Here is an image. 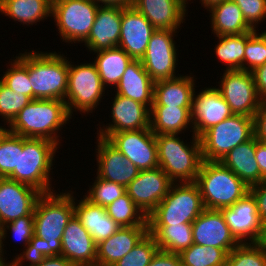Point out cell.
I'll return each instance as SVG.
<instances>
[{"label":"cell","mask_w":266,"mask_h":266,"mask_svg":"<svg viewBox=\"0 0 266 266\" xmlns=\"http://www.w3.org/2000/svg\"><path fill=\"white\" fill-rule=\"evenodd\" d=\"M106 209L111 219L120 227L148 226L147 216L127 193L114 200Z\"/></svg>","instance_id":"obj_36"},{"label":"cell","mask_w":266,"mask_h":266,"mask_svg":"<svg viewBox=\"0 0 266 266\" xmlns=\"http://www.w3.org/2000/svg\"><path fill=\"white\" fill-rule=\"evenodd\" d=\"M154 81L145 71L141 60H133L115 87L116 94L128 97L151 109L154 95Z\"/></svg>","instance_id":"obj_27"},{"label":"cell","mask_w":266,"mask_h":266,"mask_svg":"<svg viewBox=\"0 0 266 266\" xmlns=\"http://www.w3.org/2000/svg\"><path fill=\"white\" fill-rule=\"evenodd\" d=\"M48 1H50L53 4L56 0H48Z\"/></svg>","instance_id":"obj_59"},{"label":"cell","mask_w":266,"mask_h":266,"mask_svg":"<svg viewBox=\"0 0 266 266\" xmlns=\"http://www.w3.org/2000/svg\"><path fill=\"white\" fill-rule=\"evenodd\" d=\"M173 183L158 166L153 169L140 170L139 175L126 187V193L148 217L167 195Z\"/></svg>","instance_id":"obj_15"},{"label":"cell","mask_w":266,"mask_h":266,"mask_svg":"<svg viewBox=\"0 0 266 266\" xmlns=\"http://www.w3.org/2000/svg\"><path fill=\"white\" fill-rule=\"evenodd\" d=\"M195 87L194 76L188 74L158 80L154 83L152 106L192 107Z\"/></svg>","instance_id":"obj_28"},{"label":"cell","mask_w":266,"mask_h":266,"mask_svg":"<svg viewBox=\"0 0 266 266\" xmlns=\"http://www.w3.org/2000/svg\"><path fill=\"white\" fill-rule=\"evenodd\" d=\"M221 83V84H220ZM219 88L233 114L253 117L260 105L252 72L225 70Z\"/></svg>","instance_id":"obj_12"},{"label":"cell","mask_w":266,"mask_h":266,"mask_svg":"<svg viewBox=\"0 0 266 266\" xmlns=\"http://www.w3.org/2000/svg\"><path fill=\"white\" fill-rule=\"evenodd\" d=\"M97 138V177L126 188L139 175L140 170L105 138Z\"/></svg>","instance_id":"obj_20"},{"label":"cell","mask_w":266,"mask_h":266,"mask_svg":"<svg viewBox=\"0 0 266 266\" xmlns=\"http://www.w3.org/2000/svg\"><path fill=\"white\" fill-rule=\"evenodd\" d=\"M61 244V255L74 266H96L97 244L75 214L64 229Z\"/></svg>","instance_id":"obj_21"},{"label":"cell","mask_w":266,"mask_h":266,"mask_svg":"<svg viewBox=\"0 0 266 266\" xmlns=\"http://www.w3.org/2000/svg\"><path fill=\"white\" fill-rule=\"evenodd\" d=\"M192 107L152 106L150 129L155 134H182L190 126L193 132Z\"/></svg>","instance_id":"obj_30"},{"label":"cell","mask_w":266,"mask_h":266,"mask_svg":"<svg viewBox=\"0 0 266 266\" xmlns=\"http://www.w3.org/2000/svg\"><path fill=\"white\" fill-rule=\"evenodd\" d=\"M4 128H5L4 126H0V132H1Z\"/></svg>","instance_id":"obj_58"},{"label":"cell","mask_w":266,"mask_h":266,"mask_svg":"<svg viewBox=\"0 0 266 266\" xmlns=\"http://www.w3.org/2000/svg\"><path fill=\"white\" fill-rule=\"evenodd\" d=\"M257 94L261 101L266 100V63L252 71Z\"/></svg>","instance_id":"obj_50"},{"label":"cell","mask_w":266,"mask_h":266,"mask_svg":"<svg viewBox=\"0 0 266 266\" xmlns=\"http://www.w3.org/2000/svg\"><path fill=\"white\" fill-rule=\"evenodd\" d=\"M3 246H4V244H3L2 237H1V232H0V258L1 257H4L3 254H4L5 251H3L4 250L3 249L4 248Z\"/></svg>","instance_id":"obj_56"},{"label":"cell","mask_w":266,"mask_h":266,"mask_svg":"<svg viewBox=\"0 0 266 266\" xmlns=\"http://www.w3.org/2000/svg\"><path fill=\"white\" fill-rule=\"evenodd\" d=\"M226 266H266V245L240 243L227 254Z\"/></svg>","instance_id":"obj_39"},{"label":"cell","mask_w":266,"mask_h":266,"mask_svg":"<svg viewBox=\"0 0 266 266\" xmlns=\"http://www.w3.org/2000/svg\"><path fill=\"white\" fill-rule=\"evenodd\" d=\"M28 70L33 99L65 101L68 86L69 59L61 52H30L15 56Z\"/></svg>","instance_id":"obj_3"},{"label":"cell","mask_w":266,"mask_h":266,"mask_svg":"<svg viewBox=\"0 0 266 266\" xmlns=\"http://www.w3.org/2000/svg\"><path fill=\"white\" fill-rule=\"evenodd\" d=\"M241 9L247 24L256 30L258 23L266 19V0H232Z\"/></svg>","instance_id":"obj_46"},{"label":"cell","mask_w":266,"mask_h":266,"mask_svg":"<svg viewBox=\"0 0 266 266\" xmlns=\"http://www.w3.org/2000/svg\"><path fill=\"white\" fill-rule=\"evenodd\" d=\"M74 215L73 192L55 191L42 194L34 209V235L26 252L14 263L23 266L25 262L44 257L61 255V239L68 221Z\"/></svg>","instance_id":"obj_1"},{"label":"cell","mask_w":266,"mask_h":266,"mask_svg":"<svg viewBox=\"0 0 266 266\" xmlns=\"http://www.w3.org/2000/svg\"><path fill=\"white\" fill-rule=\"evenodd\" d=\"M256 137L230 150L220 162L237 175L248 187L261 183V173L255 157Z\"/></svg>","instance_id":"obj_29"},{"label":"cell","mask_w":266,"mask_h":266,"mask_svg":"<svg viewBox=\"0 0 266 266\" xmlns=\"http://www.w3.org/2000/svg\"><path fill=\"white\" fill-rule=\"evenodd\" d=\"M58 148L56 143L48 139L23 137L18 170H14L7 178L29 185L42 194L54 192L50 184V172Z\"/></svg>","instance_id":"obj_6"},{"label":"cell","mask_w":266,"mask_h":266,"mask_svg":"<svg viewBox=\"0 0 266 266\" xmlns=\"http://www.w3.org/2000/svg\"><path fill=\"white\" fill-rule=\"evenodd\" d=\"M29 266H74L67 258L62 255L44 257L29 261Z\"/></svg>","instance_id":"obj_51"},{"label":"cell","mask_w":266,"mask_h":266,"mask_svg":"<svg viewBox=\"0 0 266 266\" xmlns=\"http://www.w3.org/2000/svg\"><path fill=\"white\" fill-rule=\"evenodd\" d=\"M254 136L260 142L266 143V100L261 101L253 116Z\"/></svg>","instance_id":"obj_48"},{"label":"cell","mask_w":266,"mask_h":266,"mask_svg":"<svg viewBox=\"0 0 266 266\" xmlns=\"http://www.w3.org/2000/svg\"><path fill=\"white\" fill-rule=\"evenodd\" d=\"M182 266H226L227 253L213 246L192 244L179 253Z\"/></svg>","instance_id":"obj_37"},{"label":"cell","mask_w":266,"mask_h":266,"mask_svg":"<svg viewBox=\"0 0 266 266\" xmlns=\"http://www.w3.org/2000/svg\"><path fill=\"white\" fill-rule=\"evenodd\" d=\"M0 266H14V263L12 261H10V263L9 262L6 263L5 258L1 257L0 258Z\"/></svg>","instance_id":"obj_55"},{"label":"cell","mask_w":266,"mask_h":266,"mask_svg":"<svg viewBox=\"0 0 266 266\" xmlns=\"http://www.w3.org/2000/svg\"><path fill=\"white\" fill-rule=\"evenodd\" d=\"M220 210L232 234L240 243L263 241L265 226L260 221L256 201L250 192L232 206Z\"/></svg>","instance_id":"obj_14"},{"label":"cell","mask_w":266,"mask_h":266,"mask_svg":"<svg viewBox=\"0 0 266 266\" xmlns=\"http://www.w3.org/2000/svg\"><path fill=\"white\" fill-rule=\"evenodd\" d=\"M99 4L92 0H56L51 17L64 42L82 43L91 31Z\"/></svg>","instance_id":"obj_10"},{"label":"cell","mask_w":266,"mask_h":266,"mask_svg":"<svg viewBox=\"0 0 266 266\" xmlns=\"http://www.w3.org/2000/svg\"><path fill=\"white\" fill-rule=\"evenodd\" d=\"M74 214L96 244L108 239L120 228L108 215L106 207L95 205L85 197L76 201L74 198Z\"/></svg>","instance_id":"obj_26"},{"label":"cell","mask_w":266,"mask_h":266,"mask_svg":"<svg viewBox=\"0 0 266 266\" xmlns=\"http://www.w3.org/2000/svg\"><path fill=\"white\" fill-rule=\"evenodd\" d=\"M177 30L156 29L149 40L141 63L151 79L158 80L175 78L178 64L177 48L174 36Z\"/></svg>","instance_id":"obj_13"},{"label":"cell","mask_w":266,"mask_h":266,"mask_svg":"<svg viewBox=\"0 0 266 266\" xmlns=\"http://www.w3.org/2000/svg\"><path fill=\"white\" fill-rule=\"evenodd\" d=\"M155 30L149 20L133 6L122 7L118 47L123 49L133 60H141Z\"/></svg>","instance_id":"obj_19"},{"label":"cell","mask_w":266,"mask_h":266,"mask_svg":"<svg viewBox=\"0 0 266 266\" xmlns=\"http://www.w3.org/2000/svg\"><path fill=\"white\" fill-rule=\"evenodd\" d=\"M19 151H23V137L4 128L0 132V178L18 170Z\"/></svg>","instance_id":"obj_38"},{"label":"cell","mask_w":266,"mask_h":266,"mask_svg":"<svg viewBox=\"0 0 266 266\" xmlns=\"http://www.w3.org/2000/svg\"><path fill=\"white\" fill-rule=\"evenodd\" d=\"M95 3L106 6H120V7H131L133 6L134 0H92ZM103 3V4H102Z\"/></svg>","instance_id":"obj_53"},{"label":"cell","mask_w":266,"mask_h":266,"mask_svg":"<svg viewBox=\"0 0 266 266\" xmlns=\"http://www.w3.org/2000/svg\"><path fill=\"white\" fill-rule=\"evenodd\" d=\"M205 209L195 182L173 183L167 195L148 215V226L193 223Z\"/></svg>","instance_id":"obj_7"},{"label":"cell","mask_w":266,"mask_h":266,"mask_svg":"<svg viewBox=\"0 0 266 266\" xmlns=\"http://www.w3.org/2000/svg\"><path fill=\"white\" fill-rule=\"evenodd\" d=\"M72 119L66 102L59 99H33L5 128L25 138H44L60 144L58 130Z\"/></svg>","instance_id":"obj_2"},{"label":"cell","mask_w":266,"mask_h":266,"mask_svg":"<svg viewBox=\"0 0 266 266\" xmlns=\"http://www.w3.org/2000/svg\"><path fill=\"white\" fill-rule=\"evenodd\" d=\"M249 192L252 194L256 201L258 216L260 221L266 225V179L261 183L249 188Z\"/></svg>","instance_id":"obj_47"},{"label":"cell","mask_w":266,"mask_h":266,"mask_svg":"<svg viewBox=\"0 0 266 266\" xmlns=\"http://www.w3.org/2000/svg\"><path fill=\"white\" fill-rule=\"evenodd\" d=\"M191 1V0H190ZM223 1H226V0H200L201 2V5H203V8L205 9H210L212 6L214 5H217Z\"/></svg>","instance_id":"obj_54"},{"label":"cell","mask_w":266,"mask_h":266,"mask_svg":"<svg viewBox=\"0 0 266 266\" xmlns=\"http://www.w3.org/2000/svg\"><path fill=\"white\" fill-rule=\"evenodd\" d=\"M31 101L29 96L13 92L0 81V116L7 125Z\"/></svg>","instance_id":"obj_44"},{"label":"cell","mask_w":266,"mask_h":266,"mask_svg":"<svg viewBox=\"0 0 266 266\" xmlns=\"http://www.w3.org/2000/svg\"><path fill=\"white\" fill-rule=\"evenodd\" d=\"M70 62L65 96L68 112L71 116L76 110L81 113H92L100 104L102 97L105 96L106 88L93 62L80 65H74Z\"/></svg>","instance_id":"obj_9"},{"label":"cell","mask_w":266,"mask_h":266,"mask_svg":"<svg viewBox=\"0 0 266 266\" xmlns=\"http://www.w3.org/2000/svg\"><path fill=\"white\" fill-rule=\"evenodd\" d=\"M122 7L100 5L88 38L83 42L90 52L118 47Z\"/></svg>","instance_id":"obj_23"},{"label":"cell","mask_w":266,"mask_h":266,"mask_svg":"<svg viewBox=\"0 0 266 266\" xmlns=\"http://www.w3.org/2000/svg\"><path fill=\"white\" fill-rule=\"evenodd\" d=\"M262 242L266 245V225H265V234Z\"/></svg>","instance_id":"obj_57"},{"label":"cell","mask_w":266,"mask_h":266,"mask_svg":"<svg viewBox=\"0 0 266 266\" xmlns=\"http://www.w3.org/2000/svg\"><path fill=\"white\" fill-rule=\"evenodd\" d=\"M179 134L155 135L159 167L174 182H195L202 164L201 141L192 135V145Z\"/></svg>","instance_id":"obj_4"},{"label":"cell","mask_w":266,"mask_h":266,"mask_svg":"<svg viewBox=\"0 0 266 266\" xmlns=\"http://www.w3.org/2000/svg\"><path fill=\"white\" fill-rule=\"evenodd\" d=\"M42 193L9 178H0V226L20 217L34 214L35 205Z\"/></svg>","instance_id":"obj_16"},{"label":"cell","mask_w":266,"mask_h":266,"mask_svg":"<svg viewBox=\"0 0 266 266\" xmlns=\"http://www.w3.org/2000/svg\"><path fill=\"white\" fill-rule=\"evenodd\" d=\"M111 105L112 124L103 125L99 133H115L150 128V109L133 99L115 94Z\"/></svg>","instance_id":"obj_22"},{"label":"cell","mask_w":266,"mask_h":266,"mask_svg":"<svg viewBox=\"0 0 266 266\" xmlns=\"http://www.w3.org/2000/svg\"><path fill=\"white\" fill-rule=\"evenodd\" d=\"M51 12L48 0H0L1 14L27 26L51 17Z\"/></svg>","instance_id":"obj_32"},{"label":"cell","mask_w":266,"mask_h":266,"mask_svg":"<svg viewBox=\"0 0 266 266\" xmlns=\"http://www.w3.org/2000/svg\"><path fill=\"white\" fill-rule=\"evenodd\" d=\"M256 31L216 36L219 41L214 49L215 54L220 61L226 64V70H243L246 42Z\"/></svg>","instance_id":"obj_35"},{"label":"cell","mask_w":266,"mask_h":266,"mask_svg":"<svg viewBox=\"0 0 266 266\" xmlns=\"http://www.w3.org/2000/svg\"><path fill=\"white\" fill-rule=\"evenodd\" d=\"M266 63V30L257 31L247 40L245 46L243 70L252 72Z\"/></svg>","instance_id":"obj_45"},{"label":"cell","mask_w":266,"mask_h":266,"mask_svg":"<svg viewBox=\"0 0 266 266\" xmlns=\"http://www.w3.org/2000/svg\"><path fill=\"white\" fill-rule=\"evenodd\" d=\"M96 53L94 64L104 87L117 86L126 67L133 59L121 48L104 49Z\"/></svg>","instance_id":"obj_33"},{"label":"cell","mask_w":266,"mask_h":266,"mask_svg":"<svg viewBox=\"0 0 266 266\" xmlns=\"http://www.w3.org/2000/svg\"><path fill=\"white\" fill-rule=\"evenodd\" d=\"M11 231L13 238H15L17 241L24 242V250L20 253V255H15V258L11 260L13 263H16V261L26 252L29 241L32 239V236L34 235V214H29L23 217H20L12 222L6 223L0 228L1 237L4 241L7 236V230ZM5 238V239H4Z\"/></svg>","instance_id":"obj_43"},{"label":"cell","mask_w":266,"mask_h":266,"mask_svg":"<svg viewBox=\"0 0 266 266\" xmlns=\"http://www.w3.org/2000/svg\"><path fill=\"white\" fill-rule=\"evenodd\" d=\"M126 193V188L118 183L96 177L85 198L95 205L107 207Z\"/></svg>","instance_id":"obj_41"},{"label":"cell","mask_w":266,"mask_h":266,"mask_svg":"<svg viewBox=\"0 0 266 266\" xmlns=\"http://www.w3.org/2000/svg\"><path fill=\"white\" fill-rule=\"evenodd\" d=\"M159 250L179 254L193 244L192 223L171 226H148Z\"/></svg>","instance_id":"obj_34"},{"label":"cell","mask_w":266,"mask_h":266,"mask_svg":"<svg viewBox=\"0 0 266 266\" xmlns=\"http://www.w3.org/2000/svg\"><path fill=\"white\" fill-rule=\"evenodd\" d=\"M256 161L260 168L261 182L266 179V143L256 139Z\"/></svg>","instance_id":"obj_52"},{"label":"cell","mask_w":266,"mask_h":266,"mask_svg":"<svg viewBox=\"0 0 266 266\" xmlns=\"http://www.w3.org/2000/svg\"><path fill=\"white\" fill-rule=\"evenodd\" d=\"M186 3L188 4L187 0H134L133 7L142 13L155 29L179 30L187 14Z\"/></svg>","instance_id":"obj_24"},{"label":"cell","mask_w":266,"mask_h":266,"mask_svg":"<svg viewBox=\"0 0 266 266\" xmlns=\"http://www.w3.org/2000/svg\"><path fill=\"white\" fill-rule=\"evenodd\" d=\"M10 63L9 66H11L4 72L0 81L13 92L24 94L32 99V86L27 68L16 57Z\"/></svg>","instance_id":"obj_42"},{"label":"cell","mask_w":266,"mask_h":266,"mask_svg":"<svg viewBox=\"0 0 266 266\" xmlns=\"http://www.w3.org/2000/svg\"><path fill=\"white\" fill-rule=\"evenodd\" d=\"M158 250L154 237L148 232L129 253L112 266H148Z\"/></svg>","instance_id":"obj_40"},{"label":"cell","mask_w":266,"mask_h":266,"mask_svg":"<svg viewBox=\"0 0 266 266\" xmlns=\"http://www.w3.org/2000/svg\"><path fill=\"white\" fill-rule=\"evenodd\" d=\"M120 151L139 170L159 166L155 134L150 128L115 133H98Z\"/></svg>","instance_id":"obj_11"},{"label":"cell","mask_w":266,"mask_h":266,"mask_svg":"<svg viewBox=\"0 0 266 266\" xmlns=\"http://www.w3.org/2000/svg\"><path fill=\"white\" fill-rule=\"evenodd\" d=\"M148 266H182L179 254L158 250Z\"/></svg>","instance_id":"obj_49"},{"label":"cell","mask_w":266,"mask_h":266,"mask_svg":"<svg viewBox=\"0 0 266 266\" xmlns=\"http://www.w3.org/2000/svg\"><path fill=\"white\" fill-rule=\"evenodd\" d=\"M233 113L229 105L215 87L202 89L193 95L192 125L193 134L200 137L210 127L231 117Z\"/></svg>","instance_id":"obj_18"},{"label":"cell","mask_w":266,"mask_h":266,"mask_svg":"<svg viewBox=\"0 0 266 266\" xmlns=\"http://www.w3.org/2000/svg\"><path fill=\"white\" fill-rule=\"evenodd\" d=\"M149 232L148 226L120 227L96 246V266H112Z\"/></svg>","instance_id":"obj_25"},{"label":"cell","mask_w":266,"mask_h":266,"mask_svg":"<svg viewBox=\"0 0 266 266\" xmlns=\"http://www.w3.org/2000/svg\"><path fill=\"white\" fill-rule=\"evenodd\" d=\"M212 33L215 36L243 34L253 29L245 21L241 9L232 0L223 1L209 10Z\"/></svg>","instance_id":"obj_31"},{"label":"cell","mask_w":266,"mask_h":266,"mask_svg":"<svg viewBox=\"0 0 266 266\" xmlns=\"http://www.w3.org/2000/svg\"><path fill=\"white\" fill-rule=\"evenodd\" d=\"M253 137V117L233 114L207 129L199 137L202 159L204 161H220L230 150Z\"/></svg>","instance_id":"obj_8"},{"label":"cell","mask_w":266,"mask_h":266,"mask_svg":"<svg viewBox=\"0 0 266 266\" xmlns=\"http://www.w3.org/2000/svg\"><path fill=\"white\" fill-rule=\"evenodd\" d=\"M192 233L194 244L221 248L227 254L240 244L217 209L205 208L192 223Z\"/></svg>","instance_id":"obj_17"},{"label":"cell","mask_w":266,"mask_h":266,"mask_svg":"<svg viewBox=\"0 0 266 266\" xmlns=\"http://www.w3.org/2000/svg\"><path fill=\"white\" fill-rule=\"evenodd\" d=\"M195 183L206 209L230 207L249 193L250 188L220 161L203 160Z\"/></svg>","instance_id":"obj_5"}]
</instances>
